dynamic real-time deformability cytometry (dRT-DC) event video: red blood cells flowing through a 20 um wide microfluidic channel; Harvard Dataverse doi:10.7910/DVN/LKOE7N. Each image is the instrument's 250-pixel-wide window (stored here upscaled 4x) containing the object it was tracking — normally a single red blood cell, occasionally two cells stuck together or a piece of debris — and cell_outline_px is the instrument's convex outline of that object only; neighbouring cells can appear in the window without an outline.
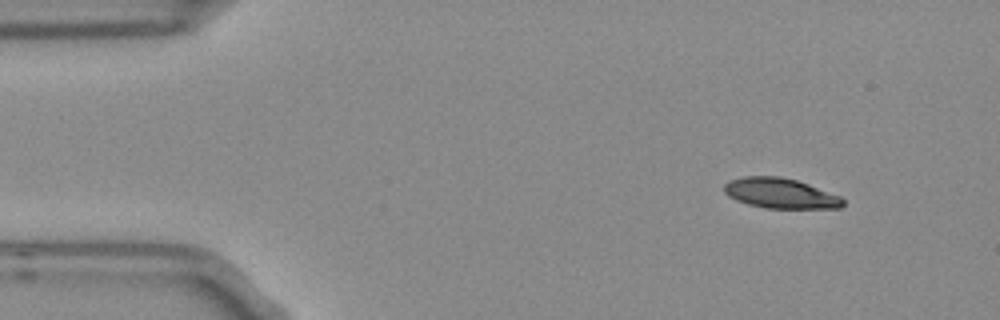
{"species": "Egyptian fruit bat (a non-hibernating species)", "species_latin": "Rousettus aegyptiacus", "temperature_condition": "room temperature", "stored_images_in_passage": 8, "camera_frame_rate_fps": 3000, "um_per_image_px": 0.085, "frame": {"image": 1, "passage_image": 1, "time_ms": 0.0, "image_size_px": [1000, 320], "cell_outline_px": [[844, 204], [840, 208], [764, 208], [748, 204], [736, 200], [728, 196], [724, 192], [724, 184], [728, 180], [744, 176], [780, 176], [796, 180], [808, 184], [840, 196], [844, 200]], "centroid_in_image_um": [66.3, 16.42], "position_along_channel_um": 18.7, "area_um2": 20.92}}
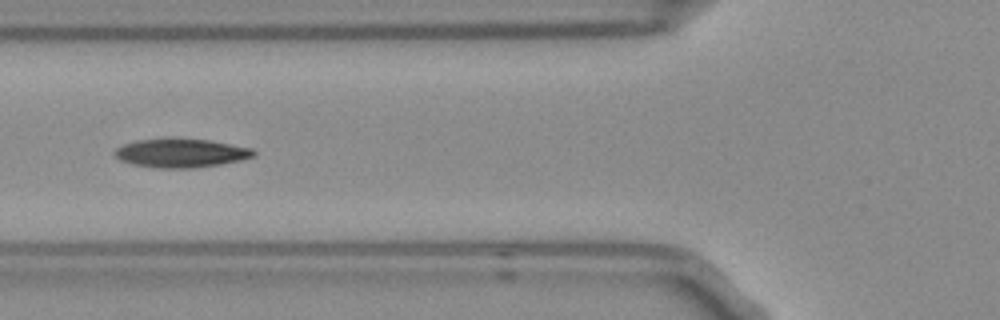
{"frame": {"image": 2, "passage_image": 5, "time_ms": 1.333, "image_size_px": [1000, 320], "cell_outline_px": [[256, 156], [240, 160], [220, 164], [196, 168], [160, 168], [132, 164], [120, 160], [116, 156], [116, 148], [124, 144], [136, 140], [172, 136], [208, 140], [252, 148], [256, 152]], "centroid_in_image_um": [15.39, 12.98], "position_along_channel_um": 110.4, "area_um2": 23.7}}
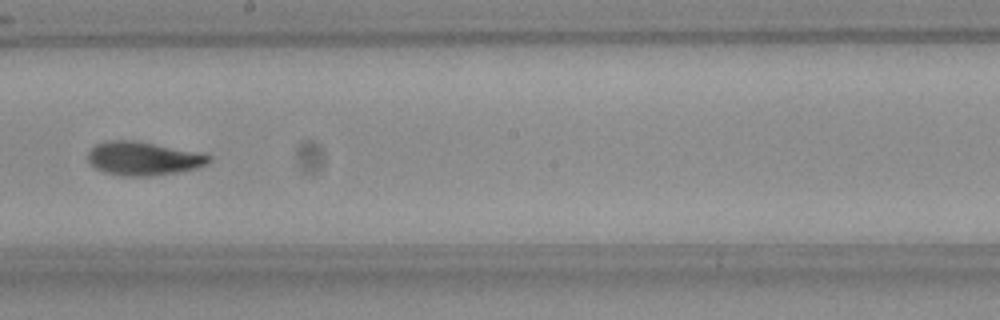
{"frame": {"image": 3, "passage_image": 8, "time_ms": 2.333, "image_size_px": [1000, 320], "cell_outline_px": [[212, 160], [208, 164], [196, 168], [180, 172], [148, 176], [124, 176], [104, 172], [96, 168], [88, 160], [88, 152], [96, 144], [108, 140], [132, 140], [204, 152], [212, 156]], "centroid_in_image_um": [12.25, 13.47], "position_along_channel_um": 236.0, "area_um2": 23.93}}